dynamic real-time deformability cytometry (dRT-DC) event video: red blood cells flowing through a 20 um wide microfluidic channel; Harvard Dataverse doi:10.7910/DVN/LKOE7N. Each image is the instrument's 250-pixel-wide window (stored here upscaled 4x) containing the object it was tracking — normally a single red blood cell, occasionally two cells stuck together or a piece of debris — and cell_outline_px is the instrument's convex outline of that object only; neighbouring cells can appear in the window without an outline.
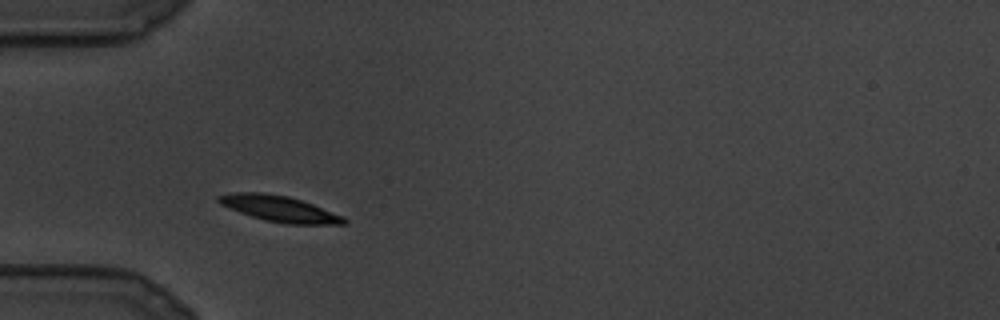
{"species": "common noctule bat (a hibernating species)", "species_latin": "Nyctalus noctula", "temperature_condition": "cold", "stored_images_in_passage": 9, "camera_frame_rate_fps": 3000, "um_per_image_px": 0.085, "animal": {"sex": "male", "body_mass_g": 19.5, "forearm_length_mm": 54.6}, "frame": {"image": 1, "passage_image": 4, "time_ms": 1.0, "image_size_px": [1000, 320], "cell_outline_px": [[348, 224], [288, 224], [268, 220], [252, 216], [240, 212], [220, 204], [216, 200], [216, 196], [236, 192], [264, 192], [288, 196], [312, 204], [344, 216], [348, 220]], "centroid_in_image_um": [23.77, 17.73], "position_along_channel_um": 61.2, "area_um2": 18.79}}
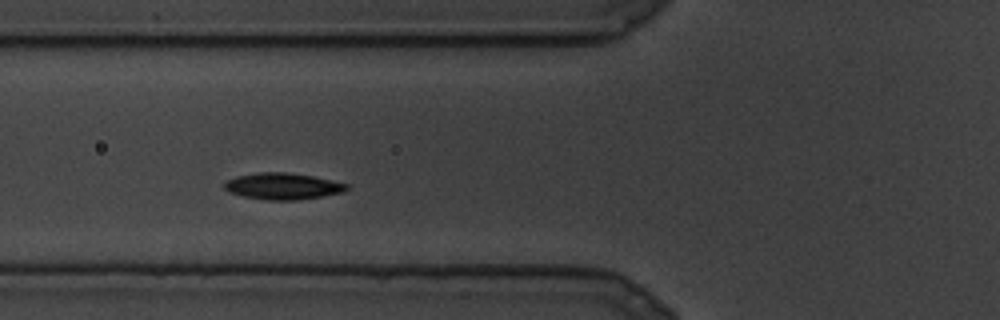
{"frame": {"image": 2, "passage_image": 6, "time_ms": 1.667, "image_size_px": [1000, 320], "cell_outline_px": [[348, 188], [344, 192], [296, 200], [268, 200], [244, 196], [228, 192], [224, 188], [224, 184], [228, 180], [236, 176], [260, 172], [288, 172], [312, 176], [332, 180], [348, 184]], "centroid_in_image_um": [24.03, 15.82], "position_along_channel_um": 101.8, "area_um2": 18.73}}
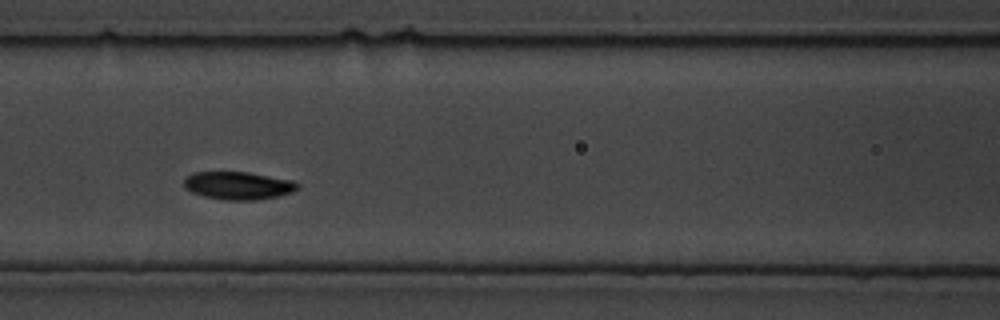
{"frame": {"image": 3, "passage_image": 8, "time_ms": 2.333, "image_size_px": [1000, 320], "cell_outline_px": [[300, 188], [292, 192], [280, 196], [256, 200], [224, 200], [204, 196], [192, 192], [184, 188], [184, 176], [196, 172], [248, 172], [292, 180], [300, 184]], "centroid_in_image_um": [20.26, 15.77], "position_along_channel_um": 146.3, "area_um2": 18.61}}